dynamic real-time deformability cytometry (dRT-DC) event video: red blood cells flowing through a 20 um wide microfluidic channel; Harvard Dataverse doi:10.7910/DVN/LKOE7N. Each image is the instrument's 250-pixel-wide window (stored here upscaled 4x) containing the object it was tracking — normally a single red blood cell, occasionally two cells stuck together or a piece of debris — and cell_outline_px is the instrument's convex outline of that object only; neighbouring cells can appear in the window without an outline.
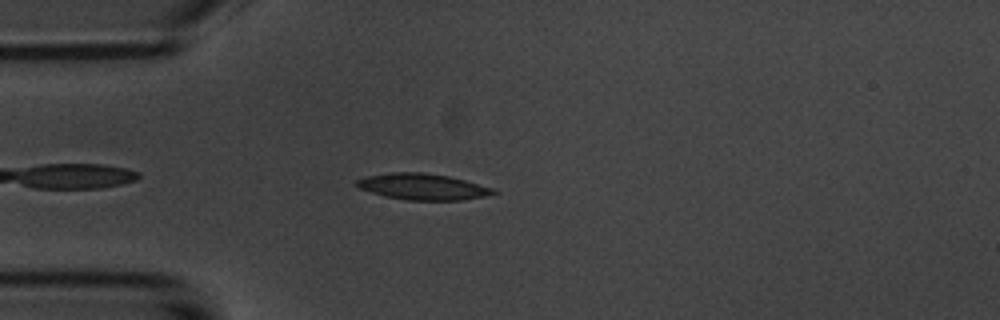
{"species": "common noctule bat (a hibernating species)", "species_latin": "Nyctalus noctula", "temperature_condition": "room temperature", "stored_images_in_passage": 4, "camera_frame_rate_fps": 3000, "um_per_image_px": 0.085, "animal": {"sex": "male", "body_mass_g": 20.1, "forearm_length_mm": 53.5}, "frame": {"image": 1, "passage_image": 4, "time_ms": 4.333, "image_size_px": [1000, 320], "cell_outline_px": [[500, 192], [484, 196], [460, 200], [408, 200], [384, 196], [360, 188], [356, 184], [356, 180], [364, 176], [392, 172], [420, 172], [448, 176], [464, 180], [492, 188]], "centroid_in_image_um": [35.91, 15.86], "position_along_channel_um": 49.1, "area_um2": 20.63}}